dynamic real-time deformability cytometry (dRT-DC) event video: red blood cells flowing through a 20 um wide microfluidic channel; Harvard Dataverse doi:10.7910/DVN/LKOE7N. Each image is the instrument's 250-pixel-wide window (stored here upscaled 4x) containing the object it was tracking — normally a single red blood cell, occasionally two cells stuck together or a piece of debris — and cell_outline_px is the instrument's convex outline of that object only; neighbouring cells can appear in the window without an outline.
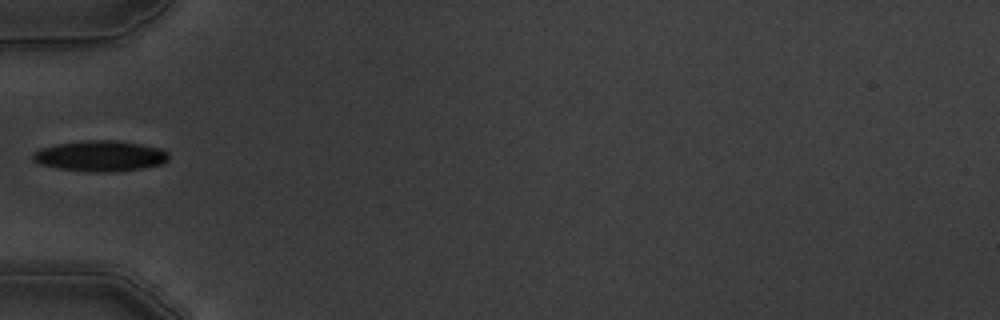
{"species": "common noctule bat (a hibernating species)", "species_latin": "Nyctalus noctula", "temperature_condition": "warm", "stored_images_in_passage": 2, "camera_frame_rate_fps": 3000, "um_per_image_px": 0.085, "animal": {"sex": "male", "body_mass_g": 19.5, "forearm_length_mm": 54.6}, "frame": {"image": 1, "passage_image": 1, "time_ms": 0.0, "image_size_px": [1000, 320], "cell_outline_px": [[168, 160], [164, 164], [116, 172], [88, 172], [60, 168], [40, 164], [32, 160], [32, 152], [40, 148], [56, 144], [88, 140], [120, 140], [160, 148], [168, 152]], "centroid_in_image_um": [8.52, 13.26], "position_along_channel_um": 76.5, "area_um2": 24.45}}